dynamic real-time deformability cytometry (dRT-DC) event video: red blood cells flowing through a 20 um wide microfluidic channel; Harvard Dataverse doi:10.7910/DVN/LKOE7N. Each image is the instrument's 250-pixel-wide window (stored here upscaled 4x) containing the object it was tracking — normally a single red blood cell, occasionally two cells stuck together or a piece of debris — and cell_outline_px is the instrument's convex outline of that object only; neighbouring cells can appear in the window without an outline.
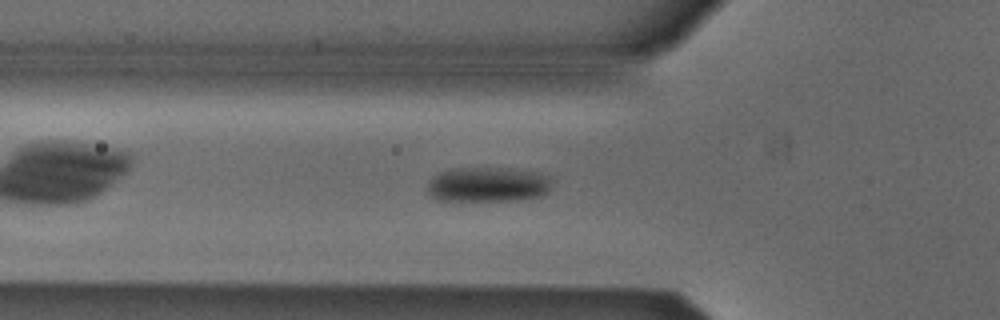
{"species": "Egyptian fruit bat (a non-hibernating species)", "species_latin": "Rousettus aegyptiacus", "temperature_condition": "cold", "stored_images_in_passage": 35, "camera_frame_rate_fps": 3000, "um_per_image_px": 0.085, "animal": {"sex": "male"}, "frame": {"image": 1, "passage_image": 7, "time_ms": 2.0, "image_size_px": [1000, 320], "cell_outline_px": [[556, 180], [548, 192], [540, 196], [520, 200], [452, 204], [436, 200], [428, 196], [424, 188], [428, 180], [432, 176], [448, 168], [508, 168], [536, 172], [548, 176]], "centroid_in_image_um": [41.36, 15.74], "position_along_channel_um": 84.4, "area_um2": 27.22}}
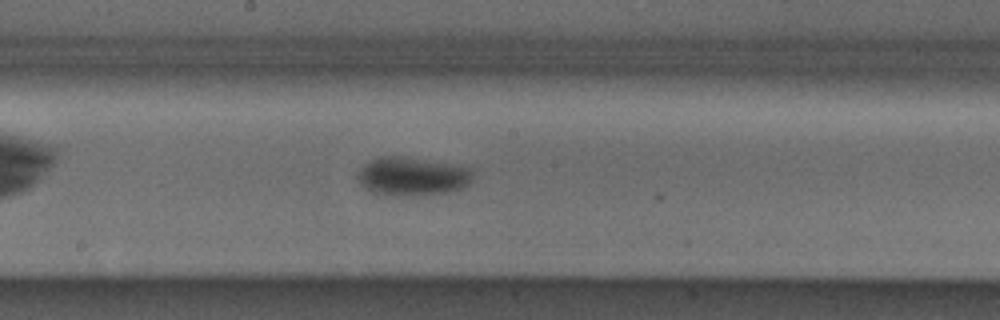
{"frame": {"image": 2, "passage_image": 17, "time_ms": 5.333, "image_size_px": [1000, 320], "cell_outline_px": [[472, 180], [464, 188], [448, 192], [408, 196], [396, 196], [372, 192], [364, 188], [360, 184], [356, 176], [356, 172], [368, 160], [380, 156], [404, 156], [468, 168], [472, 172]], "centroid_in_image_um": [34.96, 15.0], "position_along_channel_um": 213.2, "area_um2": 25.89}}
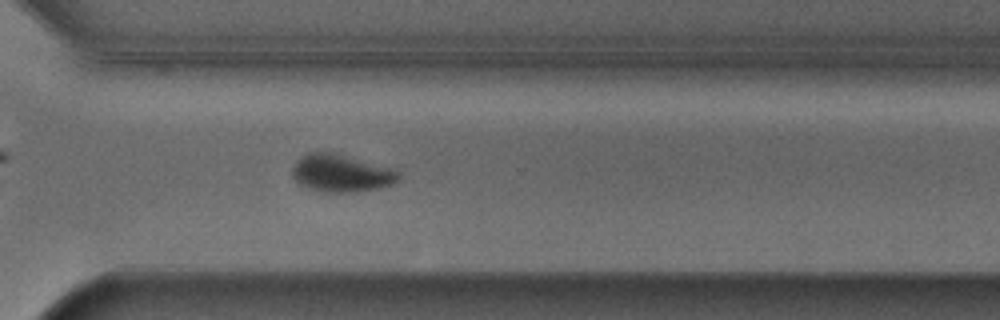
{"frame": {"image": 3, "passage_image": 27, "time_ms": 8.667, "image_size_px": [1000, 320], "cell_outline_px": [[400, 180], [392, 184], [380, 188], [356, 192], [320, 192], [308, 188], [300, 184], [292, 176], [292, 168], [296, 160], [308, 152], [336, 152], [396, 168], [400, 172]], "centroid_in_image_um": [29.05, 14.71], "position_along_channel_um": 341.5, "area_um2": 23.87}}